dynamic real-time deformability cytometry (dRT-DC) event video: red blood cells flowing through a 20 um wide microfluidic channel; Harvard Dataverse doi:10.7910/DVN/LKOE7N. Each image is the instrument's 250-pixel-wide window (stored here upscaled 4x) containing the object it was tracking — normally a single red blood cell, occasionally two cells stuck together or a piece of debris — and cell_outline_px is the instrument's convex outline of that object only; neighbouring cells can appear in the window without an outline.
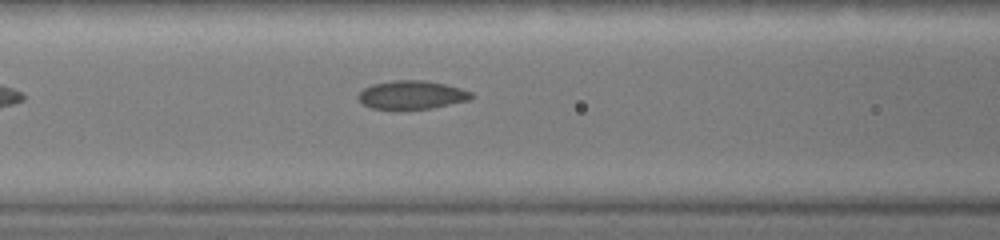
{"species": "common noctule bat (a hibernating species)", "species_latin": "Nyctalus noctula", "temperature_condition": "warm", "stored_images_in_passage": 20, "camera_frame_rate_fps": 3000, "um_per_image_px": 0.085, "animal": {"sex": "female", "body_mass_g": 19.0, "forearm_length_mm": 51.5}, "frame": {"image": 1, "passage_image": 6, "time_ms": 1.333, "image_size_px": [1000, 240], "cell_outline_px": [[476, 96], [472, 100], [432, 108], [372, 108], [364, 104], [356, 96], [364, 88], [372, 84], [396, 80], [428, 80], [460, 88], [472, 92]], "centroid_in_image_um": [35.07, 8.05], "position_along_channel_um": 131.5, "area_um2": 18.67}}
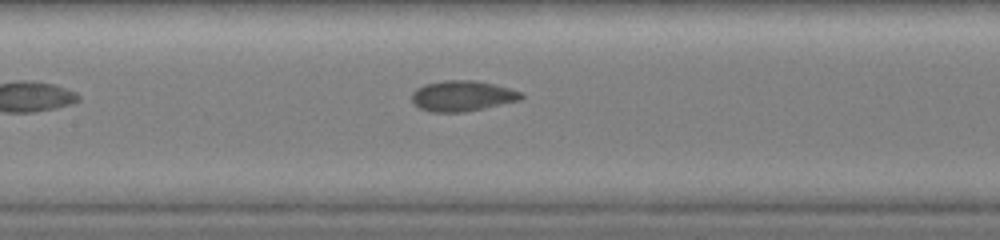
{"frame": {"image": 2, "passage_image": 9, "time_ms": 2.0, "image_size_px": [1000, 240], "cell_outline_px": [[524, 96], [520, 100], [484, 108], [464, 112], [432, 112], [420, 108], [412, 104], [412, 92], [416, 88], [424, 84], [444, 80], [476, 80], [524, 92]], "centroid_in_image_um": [39.28, 8.15], "position_along_channel_um": 168.1, "area_um2": 19.59}}